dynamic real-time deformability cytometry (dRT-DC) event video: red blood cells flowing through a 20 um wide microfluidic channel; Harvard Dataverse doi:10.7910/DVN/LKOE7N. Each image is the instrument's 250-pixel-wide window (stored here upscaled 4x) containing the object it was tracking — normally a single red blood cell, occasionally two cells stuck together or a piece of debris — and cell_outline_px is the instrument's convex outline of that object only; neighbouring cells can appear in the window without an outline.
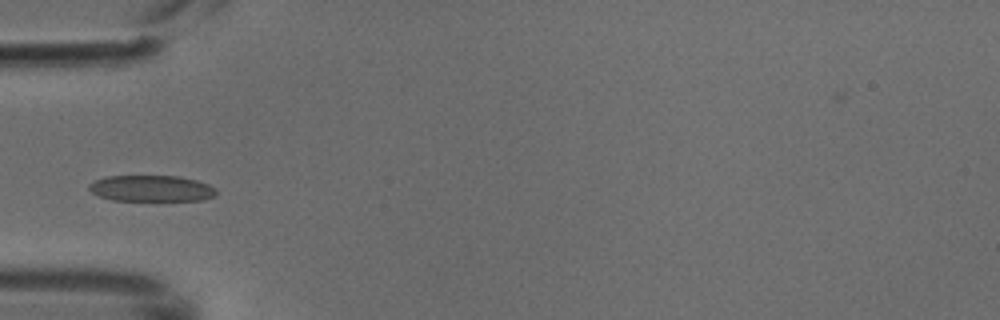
{"species": "common noctule bat (a hibernating species)", "species_latin": "Nyctalus noctula", "temperature_condition": "cold", "stored_images_in_passage": 6, "camera_frame_rate_fps": 3000, "um_per_image_px": 0.085, "animal": {"sex": "male", "body_mass_g": 18.8}, "frame": {"image": 1, "passage_image": 5, "time_ms": 1.333, "image_size_px": [1000, 320], "cell_outline_px": [[216, 196], [204, 200], [112, 200], [100, 196], [92, 192], [88, 188], [88, 184], [96, 180], [108, 176], [180, 176], [196, 180], [208, 184], [216, 188]], "centroid_in_image_um": [12.9, 16.01], "position_along_channel_um": 72.1, "area_um2": 19.36}}
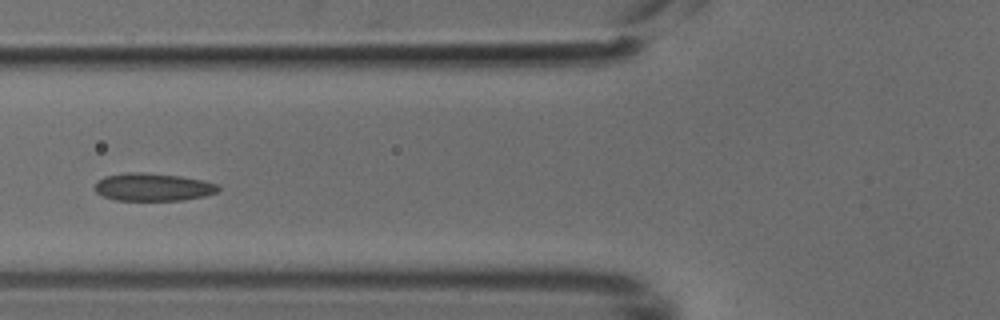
{"frame": {"image": 2, "passage_image": 6, "time_ms": 1.667, "image_size_px": [1000, 320], "cell_outline_px": [[220, 192], [204, 196], [184, 200], [116, 200], [104, 196], [96, 192], [92, 188], [96, 180], [104, 176], [128, 172], [140, 172], [180, 176], [204, 180], [216, 184], [220, 188]], "centroid_in_image_um": [12.98, 15.9], "position_along_channel_um": 112.8, "area_um2": 20.17}}